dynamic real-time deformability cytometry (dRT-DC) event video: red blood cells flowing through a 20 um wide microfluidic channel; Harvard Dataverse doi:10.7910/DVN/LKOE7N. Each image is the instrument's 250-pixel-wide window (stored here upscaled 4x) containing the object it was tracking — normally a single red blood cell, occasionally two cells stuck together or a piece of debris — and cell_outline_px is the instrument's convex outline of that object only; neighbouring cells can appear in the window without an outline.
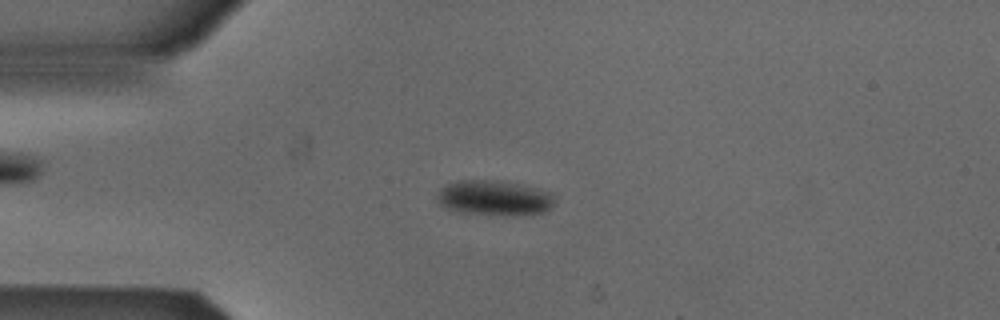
{"species": "Egyptian fruit bat (a non-hibernating species)", "species_latin": "Rousettus aegyptiacus", "temperature_condition": "cold", "stored_images_in_passage": 53, "camera_frame_rate_fps": 3000, "um_per_image_px": 0.085, "animal": {"sex": "male"}, "frame": {"image": 1, "passage_image": 13, "time_ms": 4.0, "image_size_px": [1000, 320], "cell_outline_px": [[556, 200], [544, 212], [456, 212], [444, 208], [436, 200], [436, 196], [440, 188], [448, 184], [460, 180], [488, 180], [524, 184], [552, 192]], "centroid_in_image_um": [41.96, 16.76], "position_along_channel_um": 43.0, "area_um2": 23.12}}
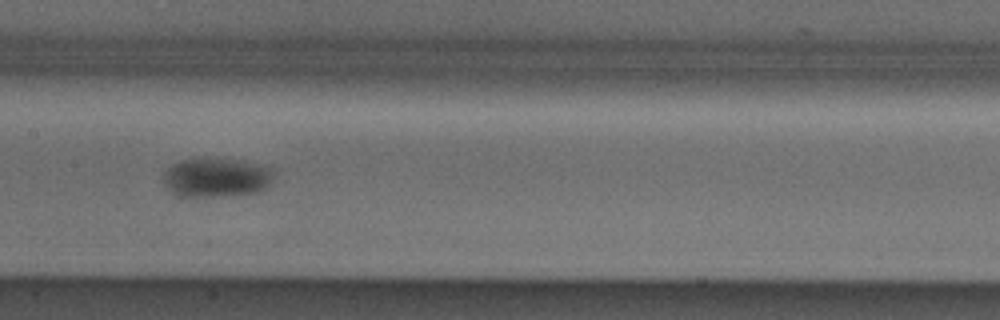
{"frame": {"image": 2, "passage_image": 26, "time_ms": 8.333, "image_size_px": [1000, 320], "cell_outline_px": [[272, 176], [268, 184], [264, 188], [256, 192], [220, 196], [188, 196], [172, 192], [164, 188], [164, 172], [172, 164], [180, 160], [244, 160], [272, 168]], "centroid_in_image_um": [18.37, 15.09], "position_along_channel_um": 189.0, "area_um2": 24.51}}
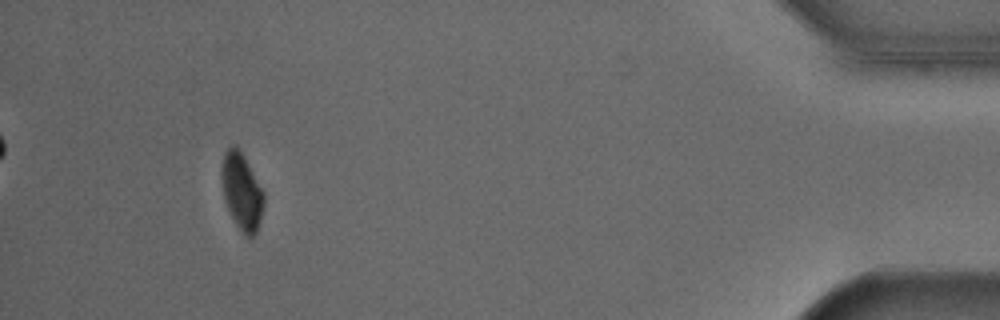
{"frame": {"image": 3, "passage_image": 49, "time_ms": 16.0, "image_size_px": [1000, 320], "cell_outline_px": [[264, 204], [260, 220], [256, 232], [252, 236], [244, 236], [236, 224], [224, 200], [220, 176], [224, 152], [232, 144], [236, 144], [240, 148], [264, 192]], "centroid_in_image_um": [20.53, 16.23], "position_along_channel_um": 414.7, "area_um2": 19.02}}